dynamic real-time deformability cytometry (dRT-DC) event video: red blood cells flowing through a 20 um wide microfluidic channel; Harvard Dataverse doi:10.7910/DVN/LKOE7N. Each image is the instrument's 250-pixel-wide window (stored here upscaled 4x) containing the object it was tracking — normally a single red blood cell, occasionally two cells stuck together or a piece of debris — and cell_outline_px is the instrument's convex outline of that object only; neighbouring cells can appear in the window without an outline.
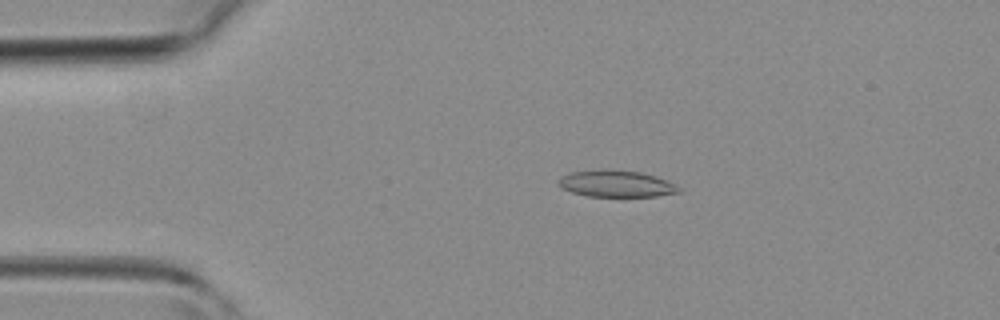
{"species": "common noctule bat (a hibernating species)", "species_latin": "Nyctalus noctula", "temperature_condition": "room temperature", "stored_images_in_passage": 41, "camera_frame_rate_fps": 3000, "um_per_image_px": 0.085, "animal": {"sex": "female", "body_mass_g": 19.3, "forearm_length_mm": 54.1}, "frame": {"image": 1, "passage_image": 7, "time_ms": 2.0, "image_size_px": [1000, 320], "cell_outline_px": [[680, 192], [656, 196], [588, 196], [572, 192], [560, 188], [556, 180], [560, 176], [572, 172], [604, 168], [640, 172], [656, 176], [668, 180], [680, 188]], "centroid_in_image_um": [52.33, 15.6], "position_along_channel_um": 32.7, "area_um2": 18.9}}
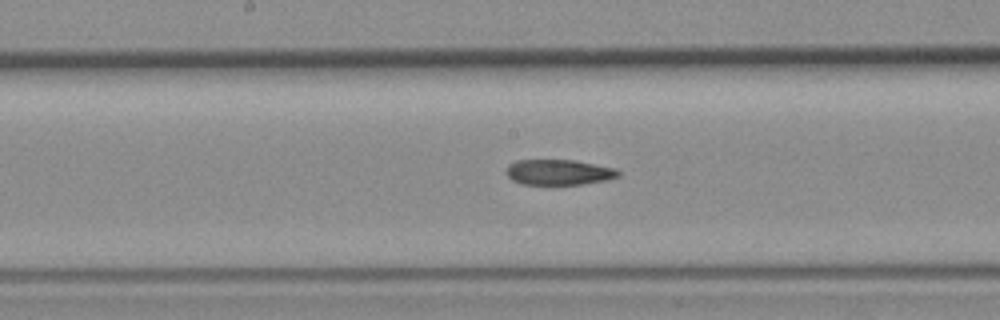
{"frame": {"image": 2, "passage_image": 20, "time_ms": 6.333, "image_size_px": [1000, 320], "cell_outline_px": [[620, 176], [608, 180], [552, 188], [520, 184], [512, 180], [508, 176], [508, 164], [516, 160], [572, 160], [616, 168], [620, 172]], "centroid_in_image_um": [47.48, 14.69], "position_along_channel_um": 200.7, "area_um2": 17.4}}
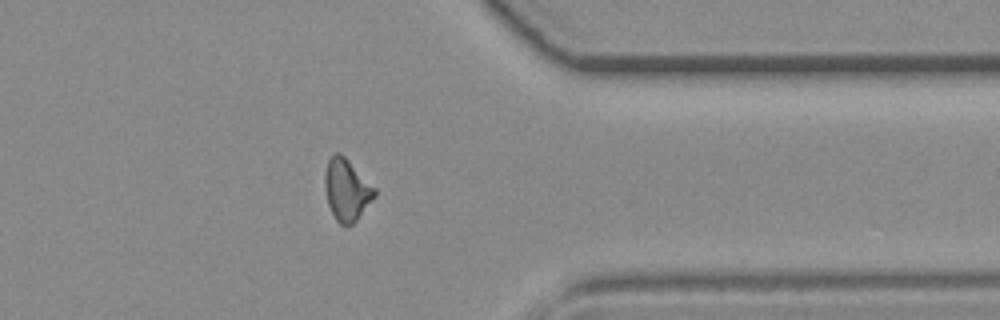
{"frame": {"image": 3, "passage_image": 32, "time_ms": 10.333, "image_size_px": [1000, 320], "cell_outline_px": [[376, 196], [356, 220], [352, 224], [340, 224], [336, 220], [328, 204], [324, 188], [324, 172], [328, 160], [336, 152], [340, 152], [376, 188]], "centroid_in_image_um": [29.46, 16.12], "position_along_channel_um": 381.9, "area_um2": 17.8}}